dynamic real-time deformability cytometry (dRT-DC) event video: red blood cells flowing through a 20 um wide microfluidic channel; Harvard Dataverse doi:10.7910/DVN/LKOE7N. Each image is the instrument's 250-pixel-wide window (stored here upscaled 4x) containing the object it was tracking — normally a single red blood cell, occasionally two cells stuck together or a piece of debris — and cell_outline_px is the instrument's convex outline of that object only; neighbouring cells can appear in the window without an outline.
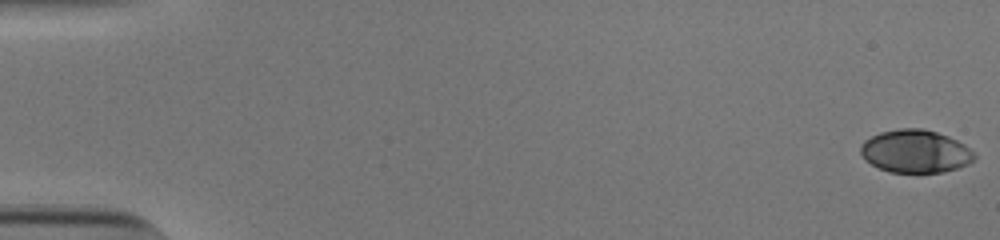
{"species": "human", "species_latin": "Homo sapiens", "temperature_condition": "cold", "stored_images_in_passage": 54, "camera_frame_rate_fps": 3000, "um_per_image_px": 0.085, "donor": {"sex": "male"}, "frame": {"image": 1, "passage_image": 1, "time_ms": 0.0, "image_size_px": [1000, 240], "cell_outline_px": [[976, 156], [968, 164], [944, 172], [888, 172], [872, 164], [860, 152], [860, 144], [864, 140], [880, 132], [900, 128], [924, 128], [948, 136], [964, 144], [976, 152]], "centroid_in_image_um": [77.82, 12.85], "position_along_channel_um": 7.2, "area_um2": 28.38}}
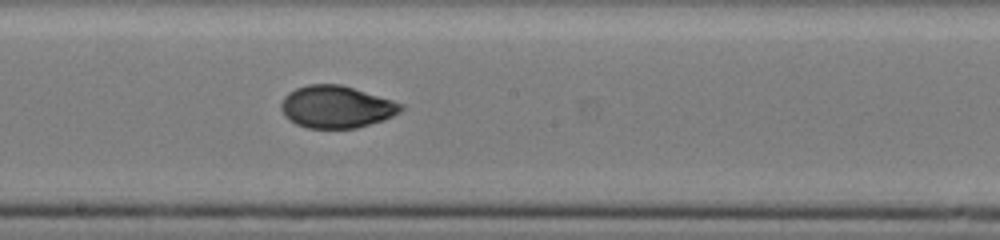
{"frame": {"image": 2, "passage_image": 31, "time_ms": 10.0, "image_size_px": [1000, 240], "cell_outline_px": [[404, 108], [400, 112], [384, 120], [356, 128], [308, 128], [296, 124], [288, 120], [284, 116], [280, 108], [280, 104], [284, 96], [288, 92], [296, 88], [308, 84], [340, 84], [392, 100], [404, 104]], "centroid_in_image_um": [28.56, 9.08], "position_along_channel_um": 219.6, "area_um2": 29.59}}
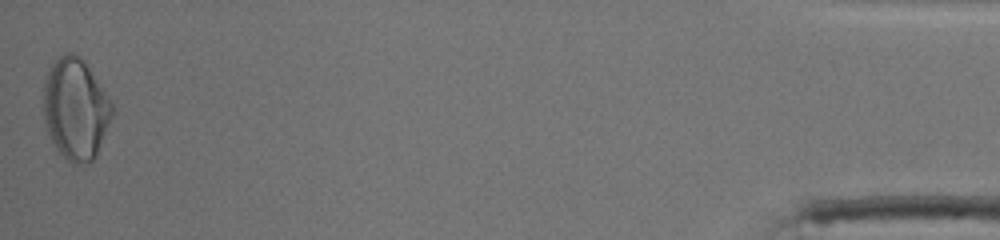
{"frame": {"image": 3, "passage_image": 54, "time_ms": 17.667, "image_size_px": [1000, 240], "cell_outline_px": [[116, 112], [96, 156], [88, 164], [72, 164], [56, 148], [48, 136], [44, 120], [44, 76], [48, 68], [60, 56], [68, 52], [72, 52], [80, 56], [84, 60], [92, 72], [112, 104]], "centroid_in_image_um": [6.43, 9.28], "position_along_channel_um": 428.8, "area_um2": 40.98}, "authors_computed_cell_mechanics": {"area_um2": 29.2179, "velocity_mm_per_s": 3.8576, "shape_relaxation_time_tau1_ms": 9.7384, "shape_relaxation_time_tau2_ms": 1.3111, "deformation_change_tau1": 0.247, "deformation_change_tau2": 0.0495}}